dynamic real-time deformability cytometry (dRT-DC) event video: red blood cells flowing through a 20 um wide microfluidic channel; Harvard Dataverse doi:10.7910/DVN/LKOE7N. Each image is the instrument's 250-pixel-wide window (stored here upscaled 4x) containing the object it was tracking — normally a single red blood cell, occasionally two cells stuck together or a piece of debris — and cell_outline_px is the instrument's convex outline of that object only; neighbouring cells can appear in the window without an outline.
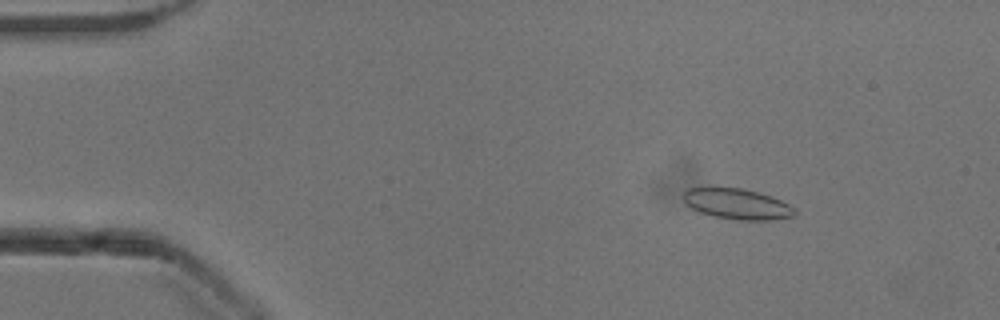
{"species": "common noctule bat (a hibernating species)", "species_latin": "Nyctalus noctula", "temperature_condition": "cold", "stored_images_in_passage": 53, "camera_frame_rate_fps": 3000, "um_per_image_px": 0.085, "animal": {"sex": "male", "body_mass_g": 13.3}, "frame": {"image": 1, "passage_image": 8, "time_ms": 2.333, "image_size_px": [1000, 320], "cell_outline_px": [[796, 212], [792, 216], [768, 220], [740, 220], [716, 216], [700, 212], [692, 208], [684, 200], [684, 192], [688, 188], [708, 184], [712, 184], [744, 188], [760, 192], [772, 196], [788, 204]], "centroid_in_image_um": [62.58, 17.26], "position_along_channel_um": 22.4, "area_um2": 20.35}}
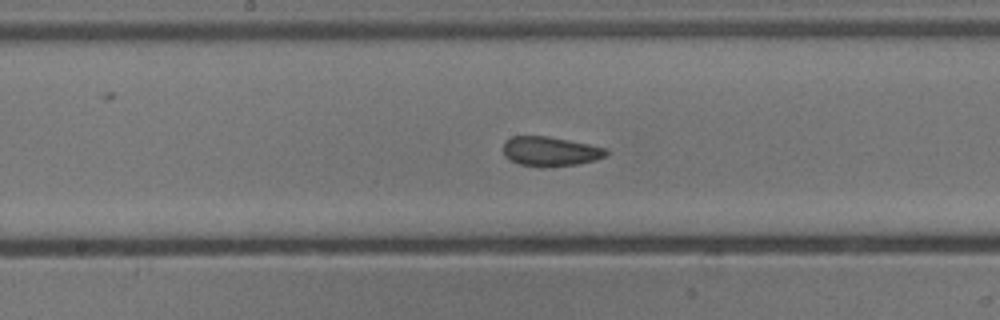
{"frame": {"image": 2, "passage_image": 28, "time_ms": 9.0, "image_size_px": [1000, 320], "cell_outline_px": [[608, 156], [596, 160], [576, 164], [544, 168], [540, 168], [520, 164], [504, 156], [504, 140], [512, 136], [548, 136], [588, 144], [604, 148], [608, 152]], "centroid_in_image_um": [46.76, 12.88], "position_along_channel_um": 201.4, "area_um2": 17.8}}
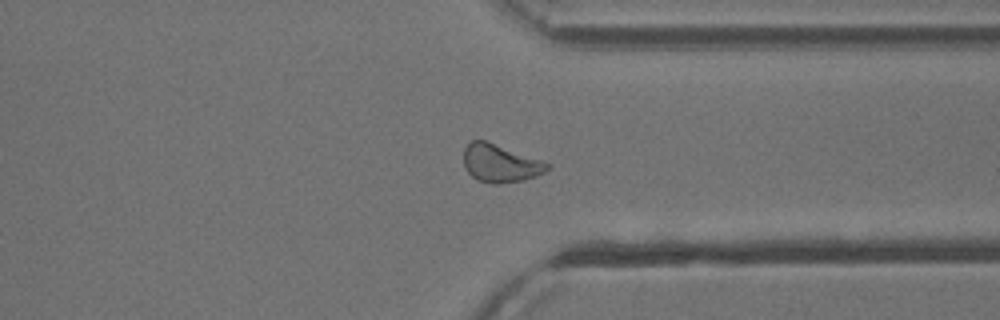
{"frame": {"image": 3, "passage_image": 41, "time_ms": 13.333, "image_size_px": [1000, 320], "cell_outline_px": [[548, 168], [544, 172], [536, 176], [524, 180], [496, 184], [492, 184], [476, 180], [464, 168], [464, 148], [472, 140], [484, 140], [544, 160], [548, 164]], "centroid_in_image_um": [42.51, 13.88], "position_along_channel_um": 368.9, "area_um2": 18.5}, "authors_computed_cell_mechanics": {"area_um2": 18.785, "velocity_mm_per_s": 3.8859, "shape_relaxation_time_tau1_ms": 3.0207, "shape_relaxation_time_tau2_ms": 1.7723, "deformation_change_tau1": 0.0979, "deformation_change_tau2": 0.0805}}